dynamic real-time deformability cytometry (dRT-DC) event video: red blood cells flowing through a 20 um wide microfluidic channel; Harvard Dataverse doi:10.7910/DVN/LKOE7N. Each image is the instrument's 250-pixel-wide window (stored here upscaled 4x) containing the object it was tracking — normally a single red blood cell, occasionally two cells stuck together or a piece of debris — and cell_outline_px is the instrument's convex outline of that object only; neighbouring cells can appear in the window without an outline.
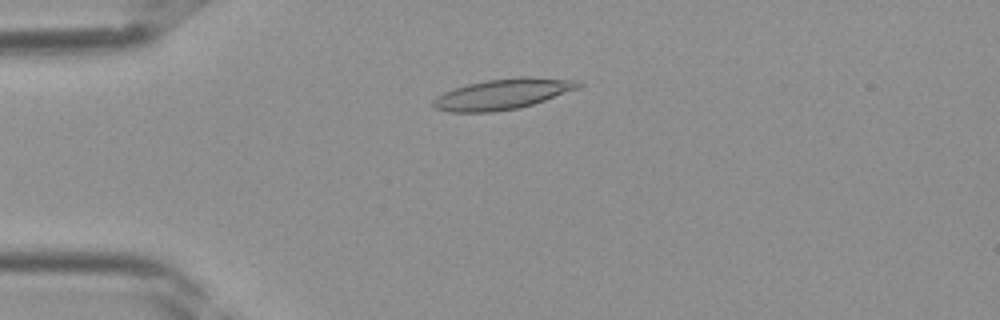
{"species": "Egyptian fruit bat (a non-hibernating species)", "species_latin": "Rousettus aegyptiacus", "temperature_condition": "room temperature", "stored_images_in_passage": 39, "camera_frame_rate_fps": 3000, "um_per_image_px": 0.085, "frame": {"image": 1, "passage_image": 10, "time_ms": 3.0, "image_size_px": [1000, 320], "cell_outline_px": [[584, 84], [580, 88], [520, 108], [492, 112], [448, 112], [432, 108], [432, 100], [436, 96], [444, 92], [468, 84], [488, 80], [524, 76], [532, 76], [580, 80]], "centroid_in_image_um": [42.76, 7.99], "position_along_channel_um": 42.2, "area_um2": 26.07}}
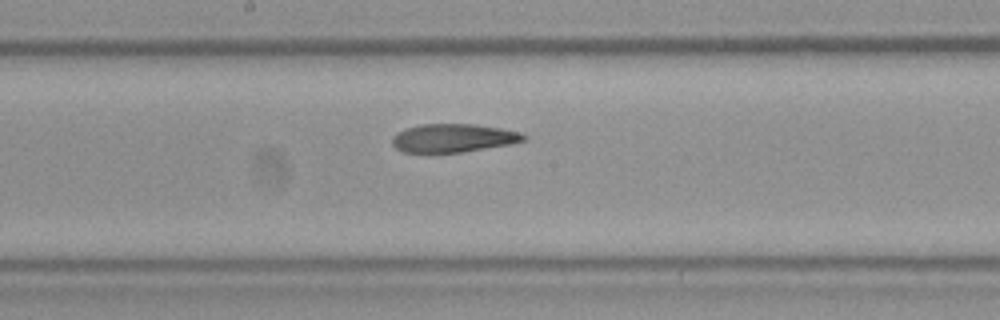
{"frame": {"image": 2, "passage_image": 21, "time_ms": 6.667, "image_size_px": [1000, 320], "cell_outline_px": [[528, 136], [524, 140], [512, 144], [460, 152], [404, 152], [396, 148], [392, 144], [392, 136], [396, 132], [420, 124], [476, 124], [500, 128], [520, 132]], "centroid_in_image_um": [38.53, 11.72], "position_along_channel_um": 209.7, "area_um2": 21.68}}
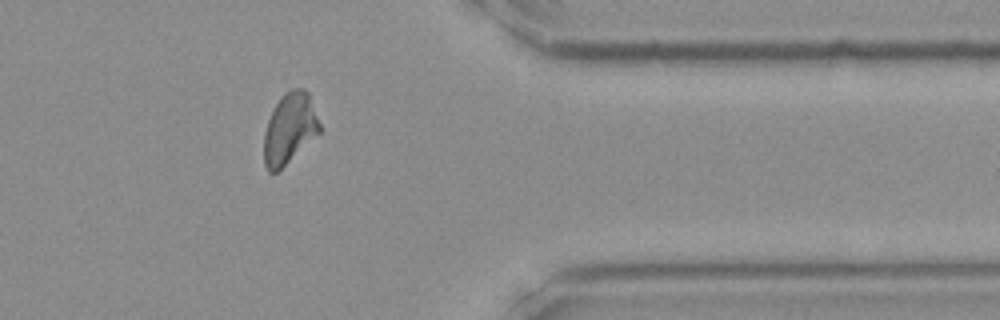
{"frame": {"image": 3, "passage_image": 32, "time_ms": 10.333, "image_size_px": [1000, 320], "cell_outline_px": [[320, 132], [276, 172], [268, 172], [264, 164], [264, 132], [268, 120], [280, 96], [284, 92], [292, 88], [304, 88], [308, 92], [320, 124]], "centroid_in_image_um": [24.6, 10.89], "position_along_channel_um": 386.8, "area_um2": 22.6}}